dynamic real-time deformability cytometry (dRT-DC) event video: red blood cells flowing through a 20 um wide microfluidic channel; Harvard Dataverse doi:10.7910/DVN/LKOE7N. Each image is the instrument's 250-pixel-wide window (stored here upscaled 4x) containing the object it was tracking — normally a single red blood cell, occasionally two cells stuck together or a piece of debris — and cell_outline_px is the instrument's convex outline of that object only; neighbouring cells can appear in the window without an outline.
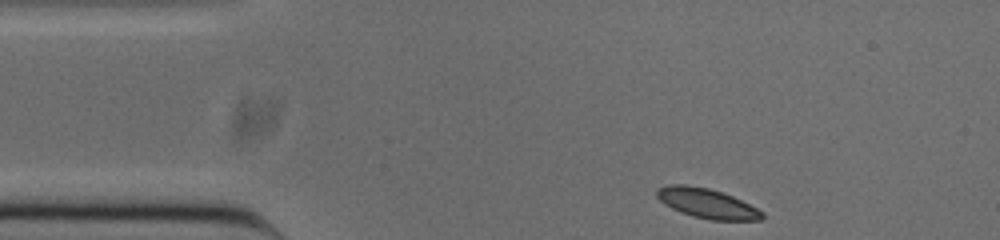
{"species": "common noctule bat (a hibernating species)", "species_latin": "Nyctalus noctula", "temperature_condition": "cold", "stored_images_in_passage": 46, "camera_frame_rate_fps": 3000, "um_per_image_px": 0.085, "animal": {"sex": "male", "body_mass_g": 20.0, "forearm_length_mm": 53.3}, "frame": {"image": 1, "passage_image": 1, "time_ms": 0.0, "image_size_px": [1000, 240], "cell_outline_px": [[764, 216], [760, 220], [712, 220], [692, 216], [680, 212], [664, 204], [656, 196], [656, 188], [668, 184], [684, 184], [708, 188], [724, 192], [764, 212]], "centroid_in_image_um": [60.05, 17.27], "position_along_channel_um": 24.9, "area_um2": 18.26}}
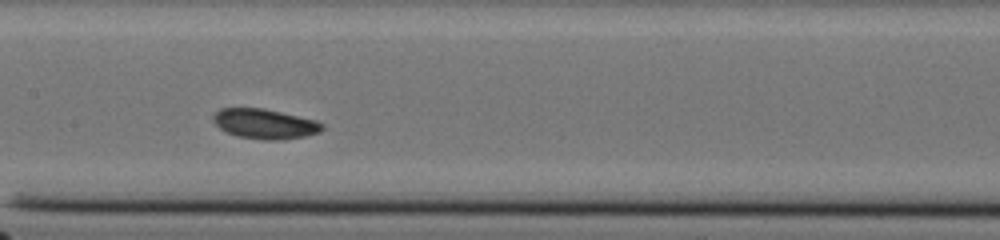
{"frame": {"image": 2, "passage_image": 18, "time_ms": 5.667, "image_size_px": [1000, 240], "cell_outline_px": [[324, 128], [320, 132], [304, 136], [280, 140], [264, 140], [236, 136], [224, 132], [212, 120], [212, 116], [220, 108], [264, 108], [316, 120], [324, 124]], "centroid_in_image_um": [22.49, 10.53], "position_along_channel_um": 184.9, "area_um2": 19.13}}
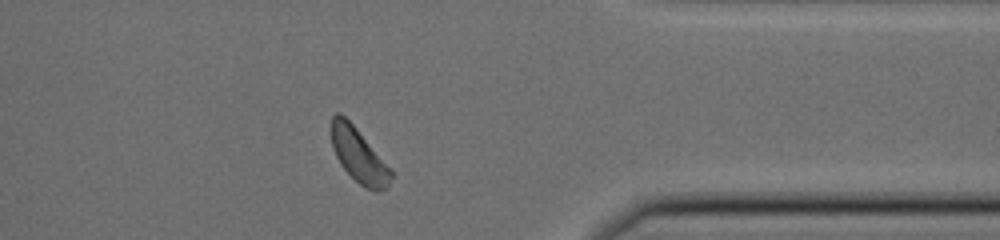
{"frame": {"image": 3, "passage_image": 35, "time_ms": 11.333, "image_size_px": [1000, 240], "cell_outline_px": [[392, 176], [388, 184], [384, 188], [376, 192], [364, 188], [340, 164], [332, 148], [332, 116], [336, 112], [340, 112], [356, 128], [392, 172]], "centroid_in_image_um": [30.45, 13.21], "position_along_channel_um": 380.9, "area_um2": 18.15}, "authors_computed_cell_mechanics": {"area_um2": 18.6694, "velocity_mm_per_s": 3.7821, "shape_relaxation_time_tau1_ms": 5.4203, "shape_relaxation_time_tau2_ms": 3.1765, "deformation_change_tau1": 0.0953, "deformation_change_tau2": 0.069}}